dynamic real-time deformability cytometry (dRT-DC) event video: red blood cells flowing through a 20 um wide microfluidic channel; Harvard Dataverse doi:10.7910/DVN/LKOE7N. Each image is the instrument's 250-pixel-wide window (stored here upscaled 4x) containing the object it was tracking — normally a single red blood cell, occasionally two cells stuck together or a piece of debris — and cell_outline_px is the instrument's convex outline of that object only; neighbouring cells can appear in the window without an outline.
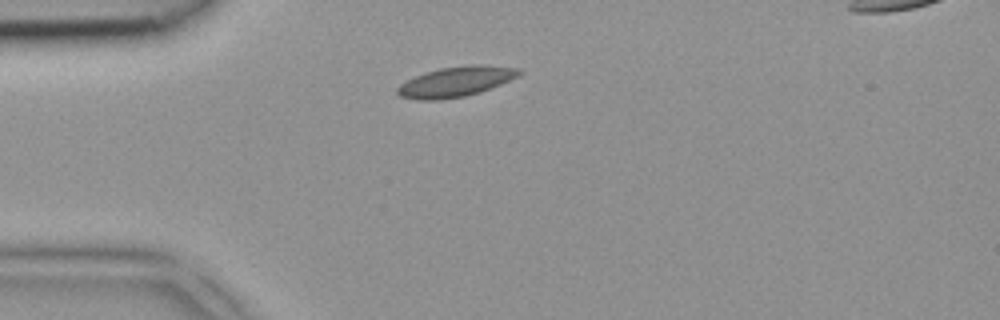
{"species": "common noctule bat (a hibernating species)", "species_latin": "Nyctalus noctula", "temperature_condition": "room temperature", "stored_images_in_passage": 2, "camera_frame_rate_fps": 3000, "um_per_image_px": 0.085, "animal": {"sex": "female", "body_mass_g": 18.4}, "frame": {"image": 1, "passage_image": 1, "time_ms": 0.0, "image_size_px": [1000, 320], "cell_outline_px": [[524, 72], [520, 76], [480, 92], [464, 96], [440, 100], [416, 100], [400, 96], [396, 92], [396, 88], [400, 84], [416, 76], [440, 68], [468, 64], [484, 64], [520, 68]], "centroid_in_image_um": [38.79, 6.93], "position_along_channel_um": 46.2, "area_um2": 21.5}}